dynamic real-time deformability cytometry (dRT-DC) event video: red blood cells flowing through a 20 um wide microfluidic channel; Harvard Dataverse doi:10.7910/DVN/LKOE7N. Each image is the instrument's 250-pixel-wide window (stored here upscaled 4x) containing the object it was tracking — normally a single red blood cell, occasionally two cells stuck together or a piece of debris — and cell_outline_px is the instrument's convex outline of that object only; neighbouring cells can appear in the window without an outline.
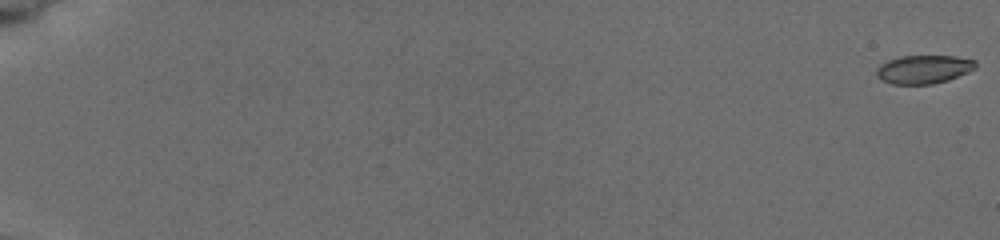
{"species": "common noctule bat (a hibernating species)", "species_latin": "Nyctalus noctula", "temperature_condition": "cold", "stored_images_in_passage": 12, "camera_frame_rate_fps": 3000, "um_per_image_px": 0.085, "animal": {"sex": "female", "body_mass_g": 19.5, "forearm_length_mm": 54.1}, "frame": {"image": 1, "passage_image": 1, "time_ms": 0.0, "image_size_px": [1000, 240], "cell_outline_px": [[976, 68], [968, 72], [948, 80], [932, 84], [892, 84], [880, 80], [876, 72], [876, 68], [880, 64], [888, 60], [900, 56], [956, 56], [976, 60]], "centroid_in_image_um": [78.51, 5.89], "position_along_channel_um": 6.5, "area_um2": 16.53}}
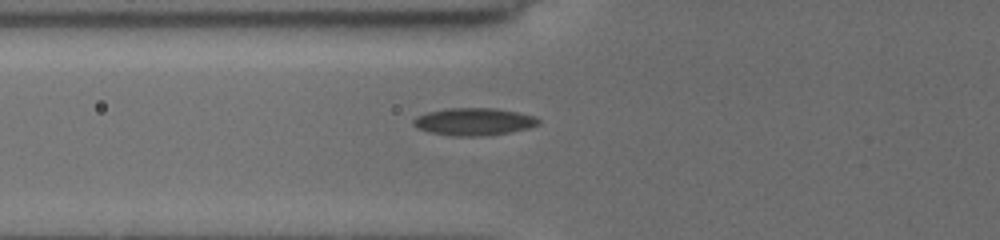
{"frame": {"image": 2, "passage_image": 9, "time_ms": 7.667, "image_size_px": [1000, 240], "cell_outline_px": [[540, 124], [528, 128], [508, 132], [484, 136], [452, 136], [432, 132], [416, 128], [412, 124], [412, 120], [416, 116], [428, 112], [448, 108], [496, 108], [536, 116], [540, 120]], "centroid_in_image_um": [40.27, 10.34], "position_along_channel_um": 85.5, "area_um2": 20.0}}
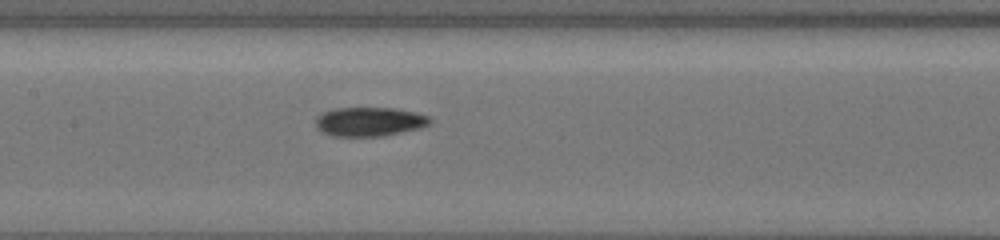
{"frame": {"image": 3, "passage_image": 12, "time_ms": 10.0, "image_size_px": [1000, 240], "cell_outline_px": [[428, 124], [416, 128], [380, 136], [332, 136], [324, 132], [316, 124], [316, 120], [324, 112], [332, 108], [396, 108], [428, 116]], "centroid_in_image_um": [31.35, 10.33], "position_along_channel_um": 176.1, "area_um2": 18.67}}